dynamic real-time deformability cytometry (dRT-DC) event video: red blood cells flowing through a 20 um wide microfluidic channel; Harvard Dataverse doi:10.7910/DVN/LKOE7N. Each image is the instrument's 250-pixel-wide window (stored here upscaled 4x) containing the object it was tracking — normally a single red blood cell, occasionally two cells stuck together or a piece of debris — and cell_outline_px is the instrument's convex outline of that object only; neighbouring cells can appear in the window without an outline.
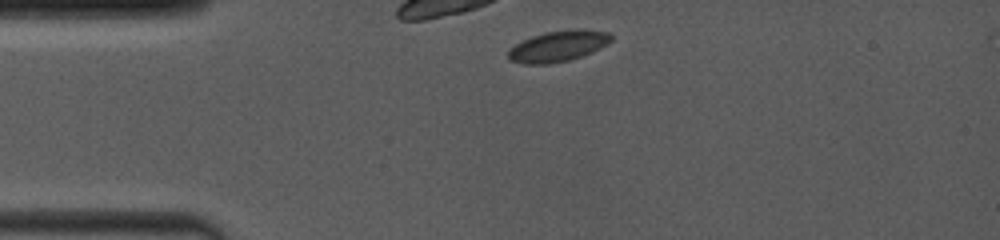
{"species": "common noctule bat (a hibernating species)", "species_latin": "Nyctalus noctula", "temperature_condition": "room temperature", "stored_images_in_passage": 4, "camera_frame_rate_fps": 4000, "um_per_image_px": 0.085, "animal": {"sex": "female", "body_mass_g": 19.0, "forearm_length_mm": 53.3}, "frame": {"image": 1, "passage_image": 1, "time_ms": 0.0, "image_size_px": [1000, 240], "cell_outline_px": [[612, 40], [608, 44], [592, 52], [568, 60], [548, 64], [524, 64], [508, 60], [508, 52], [516, 44], [532, 36], [548, 32], [572, 28], [608, 32], [612, 36]], "centroid_in_image_um": [47.45, 3.92], "position_along_channel_um": 37.5, "area_um2": 18.38}}